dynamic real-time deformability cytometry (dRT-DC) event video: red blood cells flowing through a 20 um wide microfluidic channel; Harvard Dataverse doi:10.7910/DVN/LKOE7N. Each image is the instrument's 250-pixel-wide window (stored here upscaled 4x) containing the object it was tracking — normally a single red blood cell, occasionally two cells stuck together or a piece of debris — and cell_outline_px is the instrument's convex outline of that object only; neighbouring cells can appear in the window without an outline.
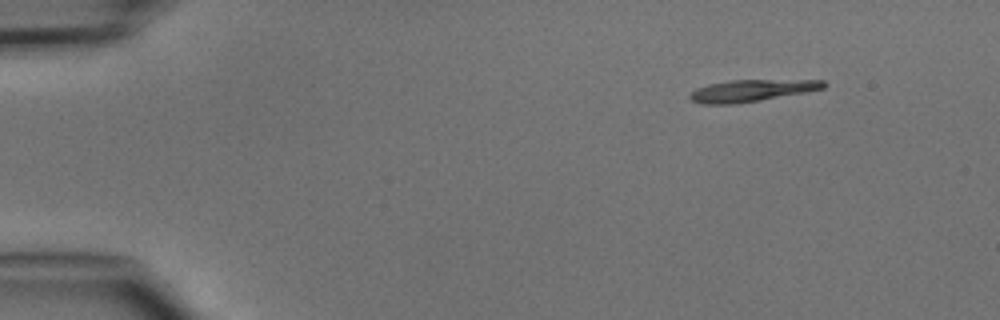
{"species": "common noctule bat (a hibernating species)", "species_latin": "Nyctalus noctula", "temperature_condition": "cold", "stored_images_in_passage": 6, "segment_of_instrument_passage": [2, 2], "camera_frame_rate_fps": 3000, "um_per_image_px": 0.085, "animal": {"sex": "male", "body_mass_g": 15.6}, "frame": {"image": 1, "passage_image": 6, "time_ms": 6.0, "image_size_px": [1000, 320], "cell_outline_px": [[828, 84], [824, 88], [804, 92], [760, 100], [736, 104], [700, 104], [692, 100], [688, 96], [696, 88], [708, 84], [732, 80], [824, 80]], "centroid_in_image_um": [63.86, 7.7], "position_along_channel_um": 21.1, "area_um2": 16.94}}